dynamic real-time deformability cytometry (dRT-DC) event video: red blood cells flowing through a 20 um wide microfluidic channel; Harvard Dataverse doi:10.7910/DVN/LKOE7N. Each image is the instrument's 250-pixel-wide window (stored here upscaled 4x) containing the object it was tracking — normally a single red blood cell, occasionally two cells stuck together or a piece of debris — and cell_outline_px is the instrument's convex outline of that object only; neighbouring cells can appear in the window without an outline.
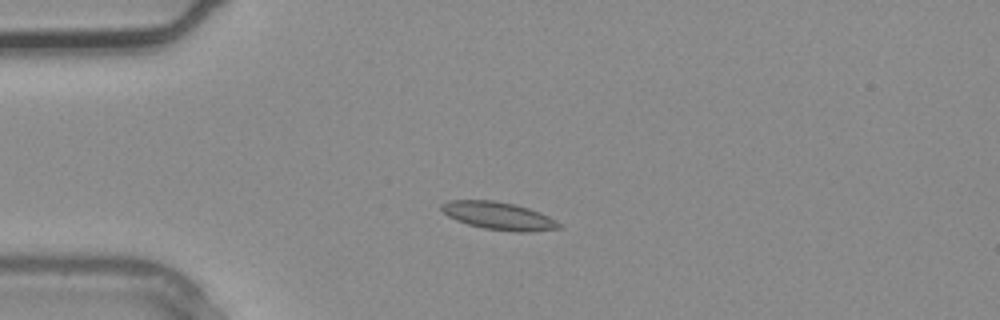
{"species": "common noctule bat (a hibernating species)", "species_latin": "Nyctalus noctula", "temperature_condition": "warm", "stored_images_in_passage": 1, "camera_frame_rate_fps": 3000, "um_per_image_px": 0.085, "animal": {"sex": "male", "body_mass_g": 20.4}, "frame": {"image": 1, "passage_image": 1, "time_ms": 0.0, "image_size_px": [1000, 320], "cell_outline_px": [[564, 228], [532, 232], [516, 232], [484, 228], [468, 224], [456, 220], [448, 216], [440, 208], [440, 204], [448, 200], [492, 200], [516, 204], [540, 212], [556, 220]], "centroid_in_image_um": [42.4, 18.35], "position_along_channel_um": 42.6, "area_um2": 19.13}}